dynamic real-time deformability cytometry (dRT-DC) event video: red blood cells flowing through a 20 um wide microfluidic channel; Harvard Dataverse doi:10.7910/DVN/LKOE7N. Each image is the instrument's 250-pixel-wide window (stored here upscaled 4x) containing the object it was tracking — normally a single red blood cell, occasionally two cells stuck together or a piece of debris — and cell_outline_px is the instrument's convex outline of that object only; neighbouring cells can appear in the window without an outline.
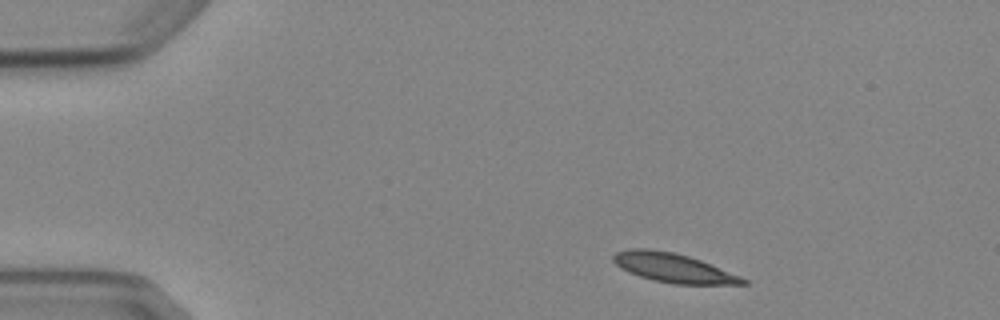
{"species": "Egyptian fruit bat (a non-hibernating species)", "species_latin": "Rousettus aegyptiacus", "temperature_condition": "cold", "stored_images_in_passage": 3, "camera_frame_rate_fps": 3000, "um_per_image_px": 0.085, "animal": {"sex": "female"}, "frame": {"image": 1, "passage_image": 1, "time_ms": 0.0, "image_size_px": [1000, 320], "cell_outline_px": [[748, 284], [672, 284], [652, 280], [628, 272], [620, 268], [612, 260], [612, 256], [616, 252], [628, 248], [648, 248], [676, 252], [700, 260], [740, 276], [748, 280]], "centroid_in_image_um": [57.18, 22.76], "position_along_channel_um": 27.8, "area_um2": 22.08}}
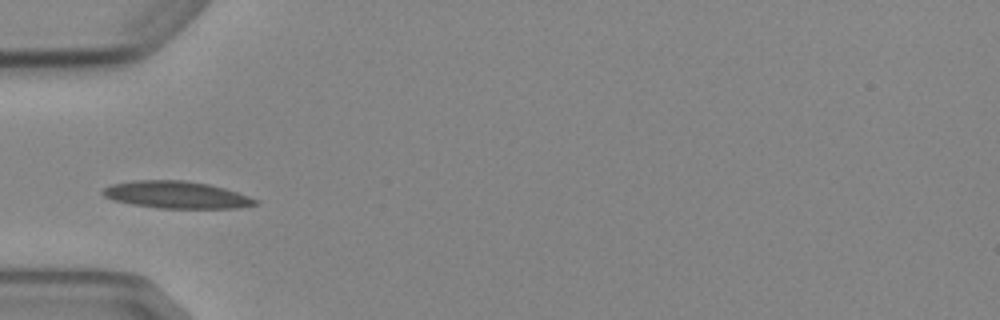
{"frame": {"image": 2, "passage_image": 3, "time_ms": 3.0, "image_size_px": [1000, 320], "cell_outline_px": [[260, 204], [236, 208], [160, 208], [132, 204], [112, 200], [104, 196], [100, 192], [104, 188], [112, 184], [132, 180], [184, 180], [208, 184], [224, 188], [260, 200]], "centroid_in_image_um": [14.99, 16.56], "position_along_channel_um": 70.0, "area_um2": 24.16}}